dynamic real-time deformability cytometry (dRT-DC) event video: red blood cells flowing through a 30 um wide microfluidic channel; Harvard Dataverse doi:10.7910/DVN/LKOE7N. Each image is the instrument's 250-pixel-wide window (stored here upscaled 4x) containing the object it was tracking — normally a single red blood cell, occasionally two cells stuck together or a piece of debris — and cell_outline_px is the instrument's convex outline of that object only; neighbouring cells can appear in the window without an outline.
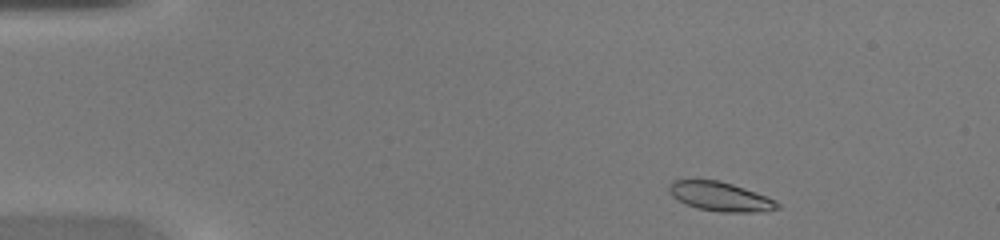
{"species": "common noctule bat (a hibernating species)", "species_latin": "Nyctalus noctula", "temperature_condition": "warm", "stored_images_in_passage": 41, "camera_frame_rate_fps": 3000, "um_per_image_px": 0.085, "animal": {"sex": "female", "body_mass_g": 20.0, "forearm_length_mm": 54.0}, "frame": {"image": 1, "passage_image": 2, "time_ms": 0.333, "image_size_px": [1000, 240], "cell_outline_px": [[780, 208], [752, 212], [720, 212], [696, 208], [672, 196], [668, 192], [668, 184], [672, 180], [716, 180], [732, 184], [768, 196], [776, 200], [780, 204]], "centroid_in_image_um": [61.22, 16.7], "position_along_channel_um": 23.8, "area_um2": 18.32}}
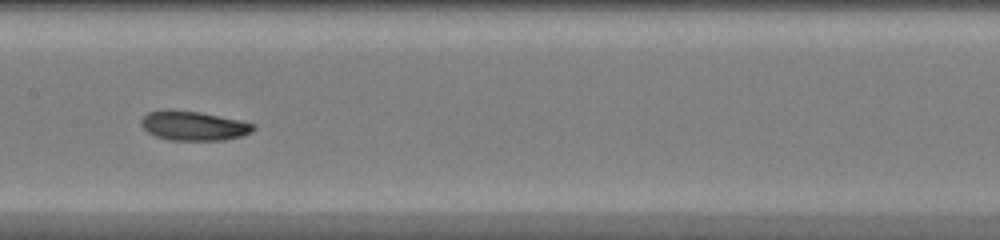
{"frame": {"image": 2, "passage_image": 19, "time_ms": 6.0, "image_size_px": [1000, 240], "cell_outline_px": [[256, 128], [252, 132], [240, 136], [224, 140], [168, 140], [156, 136], [148, 132], [140, 124], [140, 120], [148, 112], [164, 108], [168, 108], [200, 112], [240, 120], [256, 124]], "centroid_in_image_um": [16.44, 10.67], "position_along_channel_um": 191.0, "area_um2": 19.48}}
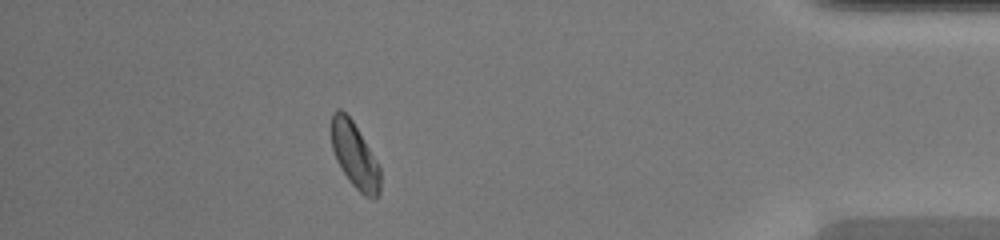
{"frame": {"image": 3, "passage_image": 36, "time_ms": 11.667, "image_size_px": [1000, 240], "cell_outline_px": [[380, 192], [372, 200], [364, 196], [348, 180], [336, 160], [332, 148], [332, 112], [336, 108], [340, 108], [352, 120], [376, 160], [380, 168]], "centroid_in_image_um": [30.15, 13.22], "position_along_channel_um": 405.1, "area_um2": 18.5}}